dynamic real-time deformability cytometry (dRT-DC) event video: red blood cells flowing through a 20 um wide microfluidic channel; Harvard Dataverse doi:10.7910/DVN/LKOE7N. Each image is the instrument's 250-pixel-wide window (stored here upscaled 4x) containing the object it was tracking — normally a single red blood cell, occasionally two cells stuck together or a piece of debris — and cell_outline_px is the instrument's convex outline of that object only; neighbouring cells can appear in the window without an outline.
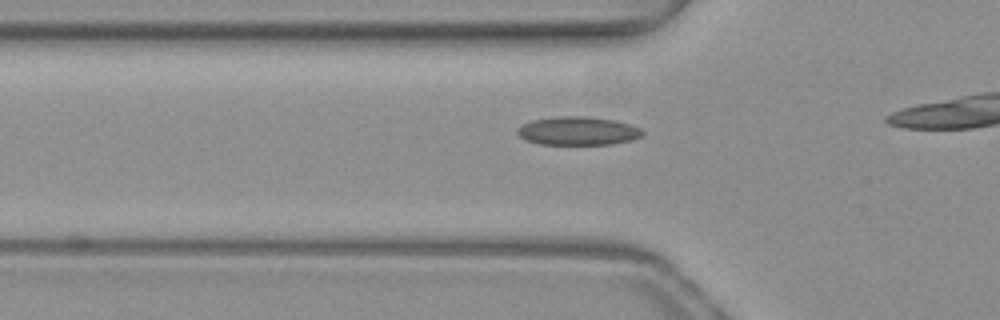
{"species": "common noctule bat (a hibernating species)", "species_latin": "Nyctalus noctula", "temperature_condition": "warm", "stored_images_in_passage": 18, "camera_frame_rate_fps": 3000, "um_per_image_px": 0.085, "animal": {"sex": "female", "body_mass_g": 19.3, "forearm_length_mm": 54.1}, "frame": {"image": 1, "passage_image": 13, "time_ms": 4.0, "image_size_px": [1000, 320], "cell_outline_px": [[644, 132], [640, 136], [632, 140], [612, 144], [540, 144], [524, 140], [516, 132], [516, 128], [532, 120], [560, 116], [588, 116], [616, 120], [640, 128]], "centroid_in_image_um": [49.11, 11.12], "position_along_channel_um": 76.7, "area_um2": 20.75}}
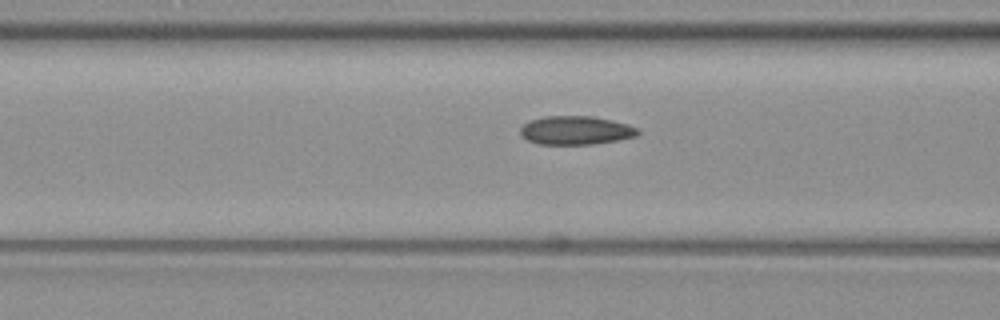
{"frame": {"image": 2, "passage_image": 16, "time_ms": 5.0, "image_size_px": [1000, 320], "cell_outline_px": [[640, 132], [636, 136], [616, 140], [592, 144], [536, 144], [520, 136], [520, 128], [528, 120], [544, 116], [592, 116], [612, 120], [628, 124], [636, 128]], "centroid_in_image_um": [48.89, 11.07], "position_along_channel_um": 117.7, "area_um2": 19.65}}